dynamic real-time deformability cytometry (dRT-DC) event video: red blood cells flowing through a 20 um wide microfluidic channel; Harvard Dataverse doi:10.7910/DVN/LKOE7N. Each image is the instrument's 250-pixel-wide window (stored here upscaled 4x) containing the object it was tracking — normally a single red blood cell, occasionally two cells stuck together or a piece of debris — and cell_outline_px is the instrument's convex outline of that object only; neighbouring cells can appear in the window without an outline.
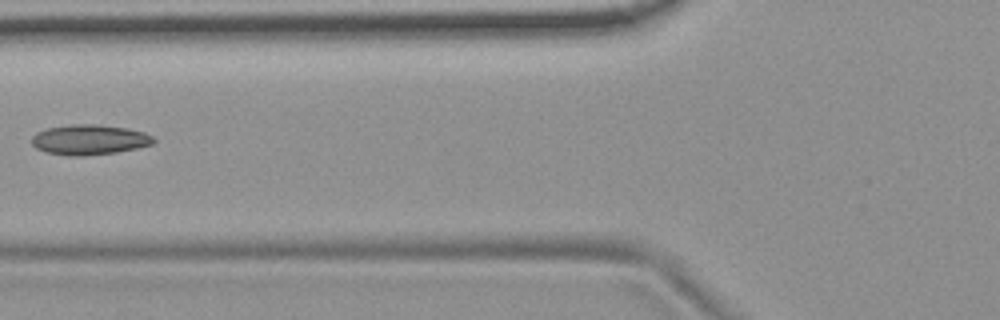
{"species": "common noctule bat (a hibernating species)", "species_latin": "Nyctalus noctula", "temperature_condition": "room temperature", "stored_images_in_passage": 6, "camera_frame_rate_fps": 3000, "um_per_image_px": 0.085, "animal": {"sex": "female", "body_mass_g": 19.9}, "frame": {"image": 1, "passage_image": 5, "time_ms": 5.333, "image_size_px": [1000, 320], "cell_outline_px": [[156, 140], [152, 144], [136, 148], [116, 152], [84, 156], [68, 156], [48, 152], [36, 148], [32, 144], [32, 136], [36, 132], [48, 128], [72, 124], [96, 124], [128, 128], [144, 132], [152, 136]], "centroid_in_image_um": [7.6, 11.87], "position_along_channel_um": 118.2, "area_um2": 21.39}}
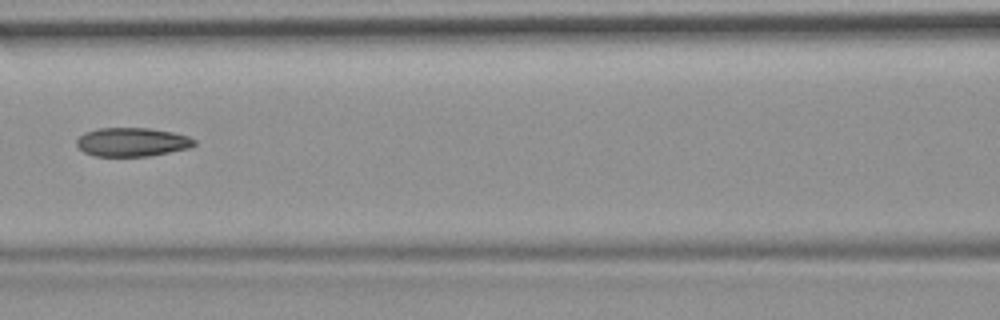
{"frame": {"image": 2, "passage_image": 6, "time_ms": 6.333, "image_size_px": [1000, 320], "cell_outline_px": [[196, 144], [188, 148], [148, 156], [96, 156], [84, 152], [76, 144], [76, 140], [84, 132], [96, 128], [148, 128], [172, 132], [188, 136], [196, 140]], "centroid_in_image_um": [11.21, 12.07], "position_along_channel_um": 155.4, "area_um2": 19.65}}